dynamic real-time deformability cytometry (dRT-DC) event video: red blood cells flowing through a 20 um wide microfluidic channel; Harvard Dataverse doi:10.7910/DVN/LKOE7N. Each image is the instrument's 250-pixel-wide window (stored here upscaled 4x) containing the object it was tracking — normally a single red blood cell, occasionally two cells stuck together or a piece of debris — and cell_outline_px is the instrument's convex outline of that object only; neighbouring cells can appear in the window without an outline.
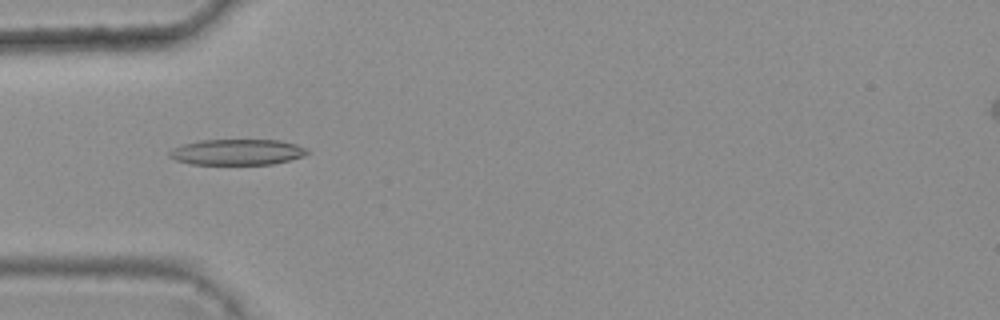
{"species": "common noctule bat (a hibernating species)", "species_latin": "Nyctalus noctula", "temperature_condition": "warm", "stored_images_in_passage": 6, "camera_frame_rate_fps": 3000, "um_per_image_px": 0.085, "animal": {"sex": "female", "body_mass_g": 25.1}, "frame": {"image": 1, "passage_image": 5, "time_ms": 1.333, "image_size_px": [1000, 320], "cell_outline_px": [[312, 152], [304, 156], [272, 164], [192, 164], [176, 160], [168, 156], [168, 152], [172, 148], [184, 144], [200, 140], [280, 140], [296, 144], [308, 148]], "centroid_in_image_um": [20.19, 12.92], "position_along_channel_um": 64.8, "area_um2": 20.81}}
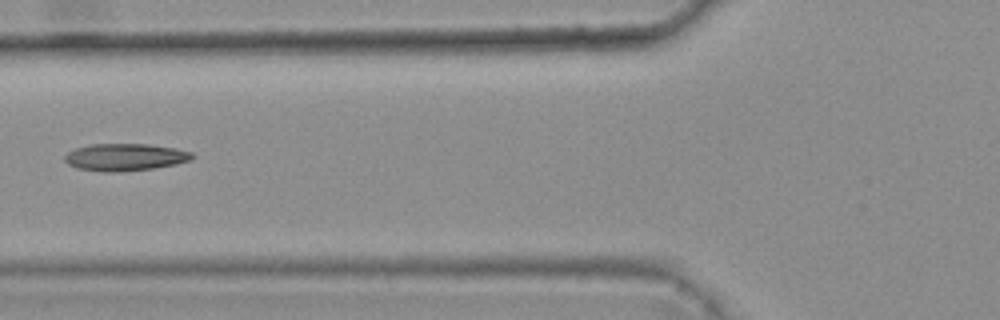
{"frame": {"image": 2, "passage_image": 6, "time_ms": 1.667, "image_size_px": [1000, 320], "cell_outline_px": [[196, 156], [188, 160], [176, 164], [152, 168], [116, 172], [104, 172], [76, 168], [68, 164], [64, 160], [64, 156], [68, 152], [76, 148], [92, 144], [148, 144], [176, 148], [192, 152]], "centroid_in_image_um": [10.62, 13.35], "position_along_channel_um": 115.2, "area_um2": 20.17}}